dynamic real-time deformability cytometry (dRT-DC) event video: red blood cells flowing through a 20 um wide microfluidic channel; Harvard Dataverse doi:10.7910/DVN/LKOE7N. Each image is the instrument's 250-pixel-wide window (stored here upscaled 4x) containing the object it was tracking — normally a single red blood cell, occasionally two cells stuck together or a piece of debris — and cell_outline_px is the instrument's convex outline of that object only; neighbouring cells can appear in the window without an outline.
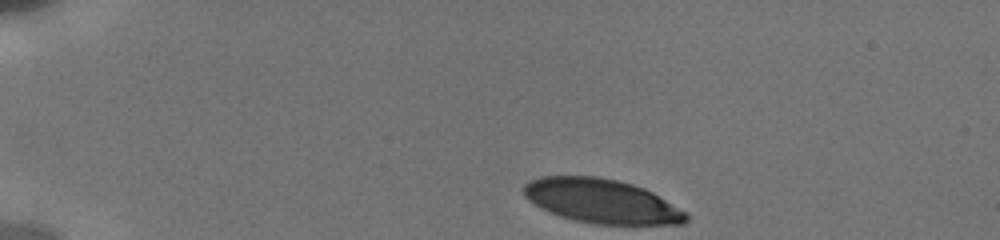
{"species": "human", "species_latin": "Homo sapiens", "temperature_condition": "cold", "stored_images_in_passage": 20, "camera_frame_rate_fps": 3000, "um_per_image_px": 0.085, "donor": {"sex": "male"}, "frame": {"image": 1, "passage_image": 1, "time_ms": 0.0, "image_size_px": [1000, 240], "cell_outline_px": [[688, 220], [684, 224], [596, 224], [576, 220], [560, 216], [548, 212], [540, 208], [528, 200], [524, 196], [524, 184], [528, 180], [540, 176], [600, 176], [632, 184], [644, 188], [652, 192], [688, 212]], "centroid_in_image_um": [51.13, 17.09], "position_along_channel_um": 33.9, "area_um2": 41.96}}
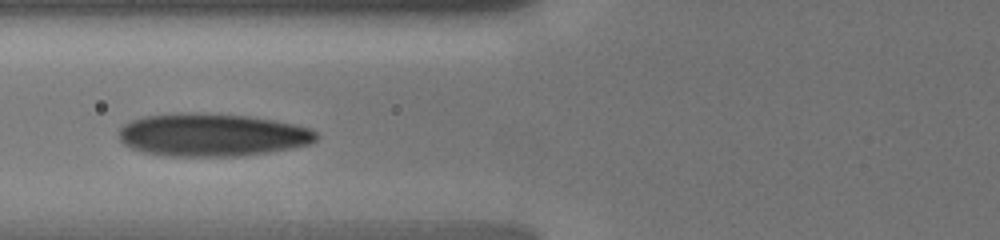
{"frame": {"image": 2, "passage_image": 9, "time_ms": 4.0, "image_size_px": [1000, 240], "cell_outline_px": [[320, 136], [316, 140], [308, 144], [292, 148], [268, 152], [240, 156], [168, 156], [144, 152], [132, 148], [124, 144], [120, 140], [120, 128], [128, 120], [144, 116], [180, 112], [200, 112], [248, 116], [276, 120], [312, 128]], "centroid_in_image_um": [18.03, 11.45], "position_along_channel_um": 107.8, "area_um2": 49.71}}
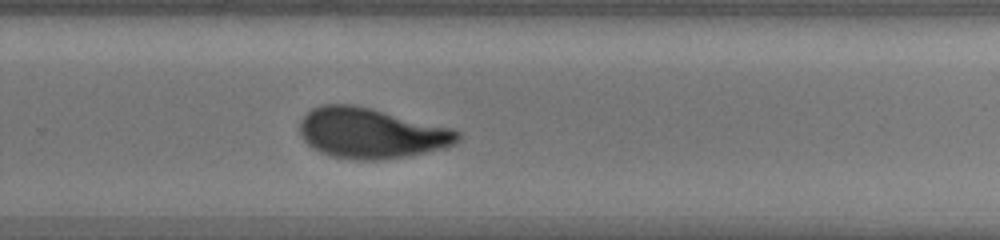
{"frame": {"image": 3, "passage_image": 20, "time_ms": 9.0, "image_size_px": [1000, 240], "cell_outline_px": [[460, 136], [452, 144], [444, 148], [408, 156], [380, 160], [356, 160], [332, 156], [320, 152], [312, 148], [304, 140], [300, 132], [300, 120], [312, 108], [324, 104], [356, 104], [452, 128], [460, 132]], "centroid_in_image_um": [31.52, 11.31], "position_along_channel_um": 298.3, "area_um2": 46.36}}